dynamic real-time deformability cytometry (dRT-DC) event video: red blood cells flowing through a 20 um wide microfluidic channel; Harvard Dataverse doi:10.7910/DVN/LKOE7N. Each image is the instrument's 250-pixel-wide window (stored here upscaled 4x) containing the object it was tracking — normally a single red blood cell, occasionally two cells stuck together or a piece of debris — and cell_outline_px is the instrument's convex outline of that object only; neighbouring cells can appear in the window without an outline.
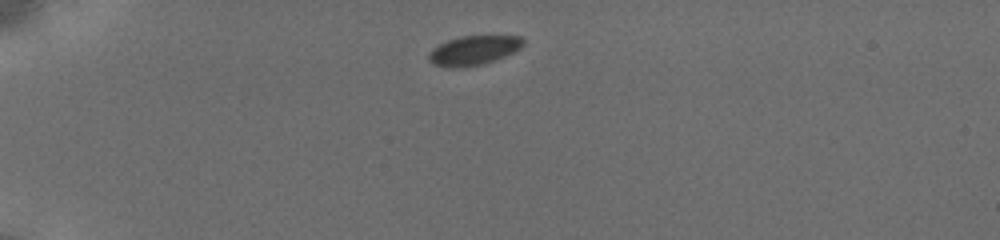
{"species": "common noctule bat (a hibernating species)", "species_latin": "Nyctalus noctula", "temperature_condition": "cold", "stored_images_in_passage": 15, "camera_frame_rate_fps": 3000, "um_per_image_px": 0.085, "animal": {"sex": "female", "body_mass_g": 19.5, "forearm_length_mm": 54.1}, "frame": {"image": 1, "passage_image": 1, "time_ms": 0.0, "image_size_px": [1000, 240], "cell_outline_px": [[524, 44], [520, 48], [496, 60], [484, 64], [464, 68], [448, 68], [432, 64], [428, 60], [428, 52], [432, 48], [448, 40], [460, 36], [520, 36], [524, 40]], "centroid_in_image_um": [40.21, 4.3], "position_along_channel_um": 44.8, "area_um2": 16.36}}
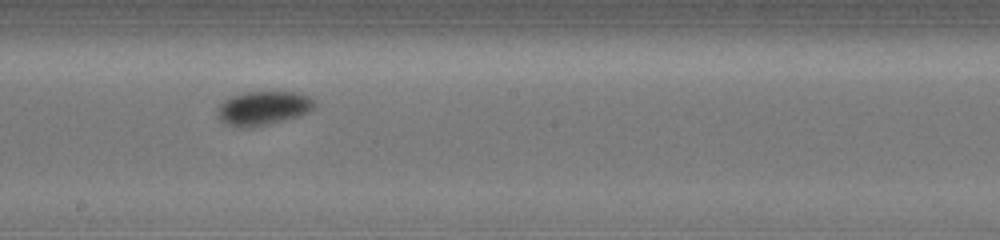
{"frame": {"image": 2, "passage_image": 10, "time_ms": 6.0, "image_size_px": [1000, 240], "cell_outline_px": [[316, 108], [300, 116], [248, 128], [240, 128], [228, 124], [220, 120], [216, 112], [220, 104], [224, 100], [232, 96], [244, 92], [300, 92], [316, 100]], "centroid_in_image_um": [22.41, 9.18], "position_along_channel_um": 225.8, "area_um2": 19.31}}
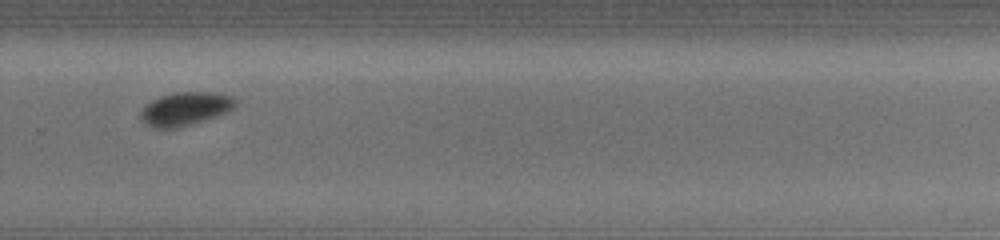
{"frame": {"image": 3, "passage_image": 13, "time_ms": 8.333, "image_size_px": [1000, 240], "cell_outline_px": [[236, 104], [228, 112], [216, 116], [176, 128], [156, 128], [148, 124], [140, 116], [140, 112], [144, 104], [160, 96], [172, 92], [220, 92], [232, 96], [236, 100]], "centroid_in_image_um": [15.76, 9.21], "position_along_channel_um": 314.0, "area_um2": 18.38}}